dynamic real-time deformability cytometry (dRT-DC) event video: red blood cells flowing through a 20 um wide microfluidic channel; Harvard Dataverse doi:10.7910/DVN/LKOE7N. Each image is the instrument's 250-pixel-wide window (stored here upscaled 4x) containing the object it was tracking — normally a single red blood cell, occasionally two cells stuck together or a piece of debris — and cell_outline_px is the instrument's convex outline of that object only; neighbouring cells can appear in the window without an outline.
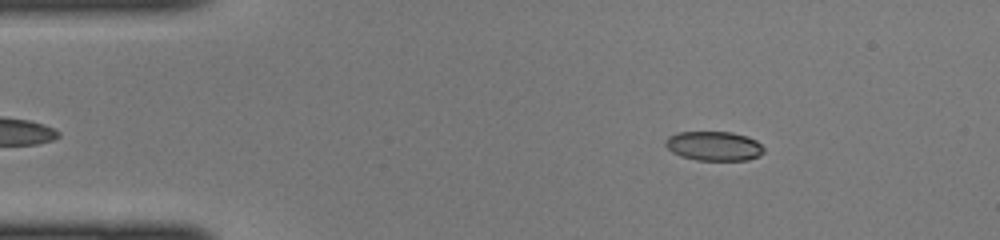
{"species": "common noctule bat (a hibernating species)", "species_latin": "Nyctalus noctula", "temperature_condition": "cold", "stored_images_in_passage": 44, "segment_of_instrument_passage": [1, 2], "camera_frame_rate_fps": 3000, "um_per_image_px": 0.085, "animal": {"sex": "female", "body_mass_g": 22.0, "forearm_length_mm": 56.7}, "frame": {"image": 1, "passage_image": 5, "time_ms": 1.333, "image_size_px": [1000, 240], "cell_outline_px": [[764, 152], [760, 156], [748, 160], [696, 160], [680, 156], [672, 152], [664, 144], [664, 140], [668, 136], [676, 132], [732, 132], [748, 136], [756, 140], [764, 148]], "centroid_in_image_um": [60.68, 12.41], "position_along_channel_um": 24.3, "area_um2": 17.05}}
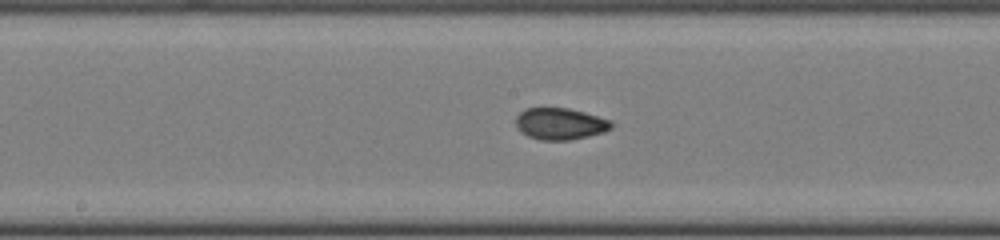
{"frame": {"image": 2, "passage_image": 21, "time_ms": 6.667, "image_size_px": [1000, 240], "cell_outline_px": [[612, 128], [604, 132], [588, 136], [568, 140], [540, 140], [528, 136], [520, 132], [516, 128], [516, 116], [524, 108], [568, 108], [584, 112], [612, 120]], "centroid_in_image_um": [47.59, 10.52], "position_along_channel_um": 200.6, "area_um2": 17.74}}
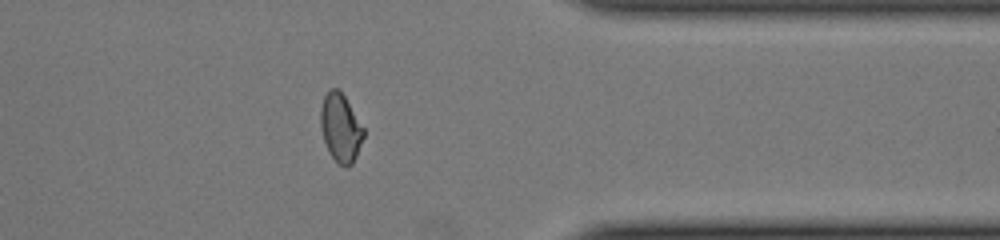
{"frame": {"image": 3, "passage_image": 34, "time_ms": 11.0, "image_size_px": [1000, 240], "cell_outline_px": [[364, 136], [356, 156], [352, 164], [348, 168], [344, 168], [328, 152], [324, 140], [320, 124], [320, 108], [324, 96], [328, 88], [340, 88], [364, 128]], "centroid_in_image_um": [28.94, 10.83], "position_along_channel_um": 382.5, "area_um2": 17.28}}